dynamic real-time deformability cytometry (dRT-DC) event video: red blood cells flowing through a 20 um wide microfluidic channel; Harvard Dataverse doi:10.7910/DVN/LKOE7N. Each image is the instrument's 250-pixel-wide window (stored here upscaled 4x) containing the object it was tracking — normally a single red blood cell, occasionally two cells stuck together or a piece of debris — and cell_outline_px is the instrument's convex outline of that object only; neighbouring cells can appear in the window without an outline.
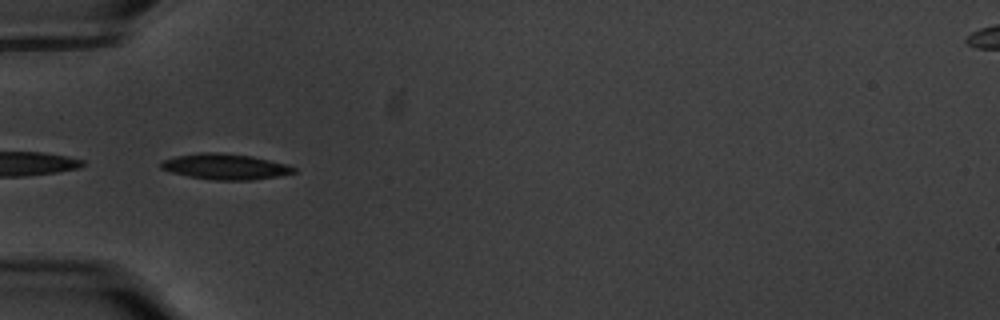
{"species": "common noctule bat (a hibernating species)", "species_latin": "Nyctalus noctula", "temperature_condition": "warm", "stored_images_in_passage": 23, "camera_frame_rate_fps": 3000, "um_per_image_px": 0.085, "animal": {"sex": "male", "body_mass_g": 20.1, "forearm_length_mm": 53.5}, "frame": {"image": 1, "passage_image": 10, "time_ms": 3.0, "image_size_px": [1000, 320], "cell_outline_px": [[296, 172], [280, 176], [252, 180], [212, 180], [188, 176], [168, 172], [160, 168], [160, 164], [164, 160], [176, 156], [200, 152], [220, 152], [252, 156], [288, 164], [296, 168]], "centroid_in_image_um": [19.15, 14.16], "position_along_channel_um": 65.8, "area_um2": 20.11}}